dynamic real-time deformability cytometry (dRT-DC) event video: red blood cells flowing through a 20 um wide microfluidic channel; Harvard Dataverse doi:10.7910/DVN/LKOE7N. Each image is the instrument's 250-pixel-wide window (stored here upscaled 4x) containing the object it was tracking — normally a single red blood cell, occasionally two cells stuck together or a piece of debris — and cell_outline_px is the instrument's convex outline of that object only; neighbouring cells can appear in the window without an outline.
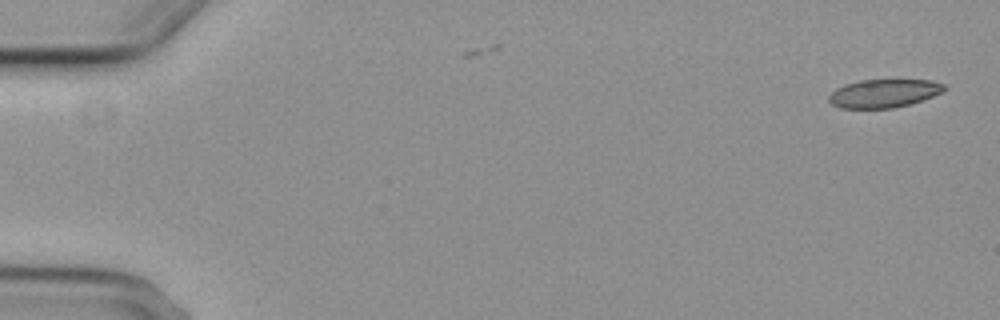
{"species": "common noctule bat (a hibernating species)", "species_latin": "Nyctalus noctula", "temperature_condition": "cold", "stored_images_in_passage": 4, "camera_frame_rate_fps": 3000, "um_per_image_px": 0.085, "animal": {"sex": "female", "body_mass_g": 29.2, "forearm_length_mm": 56.3}, "frame": {"image": 1, "passage_image": 1, "time_ms": 0.0, "image_size_px": [1000, 320], "cell_outline_px": [[948, 88], [944, 92], [908, 104], [892, 108], [840, 108], [832, 104], [828, 100], [828, 96], [836, 88], [844, 84], [860, 80], [932, 80], [944, 84]], "centroid_in_image_um": [75.12, 7.93], "position_along_channel_um": 9.9, "area_um2": 19.02}}